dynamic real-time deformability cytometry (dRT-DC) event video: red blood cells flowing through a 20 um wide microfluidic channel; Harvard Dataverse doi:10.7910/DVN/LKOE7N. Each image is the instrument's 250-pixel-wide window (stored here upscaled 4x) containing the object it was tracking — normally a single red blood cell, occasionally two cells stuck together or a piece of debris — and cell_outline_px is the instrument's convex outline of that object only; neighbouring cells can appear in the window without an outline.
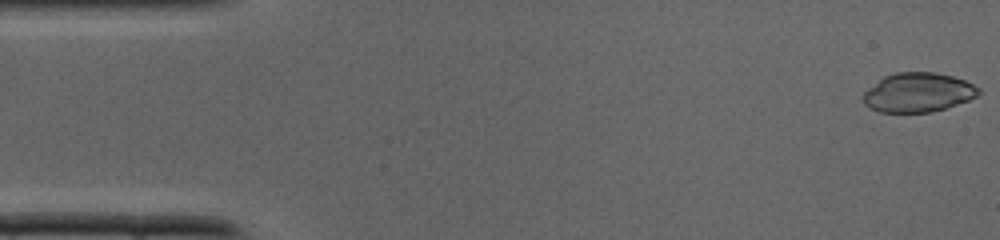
{"species": "common noctule bat (a hibernating species)", "species_latin": "Nyctalus noctula", "temperature_condition": "cold", "stored_images_in_passage": 37, "camera_frame_rate_fps": 3000, "um_per_image_px": 0.085, "animal": {"sex": "male", "body_mass_g": 19.0, "forearm_length_mm": 50.8}, "frame": {"image": 1, "passage_image": 1, "time_ms": 0.0, "image_size_px": [1000, 240], "cell_outline_px": [[980, 92], [976, 96], [968, 100], [932, 112], [880, 112], [864, 104], [860, 96], [868, 88], [884, 76], [896, 72], [936, 72], [952, 76], [964, 80], [980, 88]], "centroid_in_image_um": [78.0, 7.85], "position_along_channel_um": 7.0, "area_um2": 26.36}}
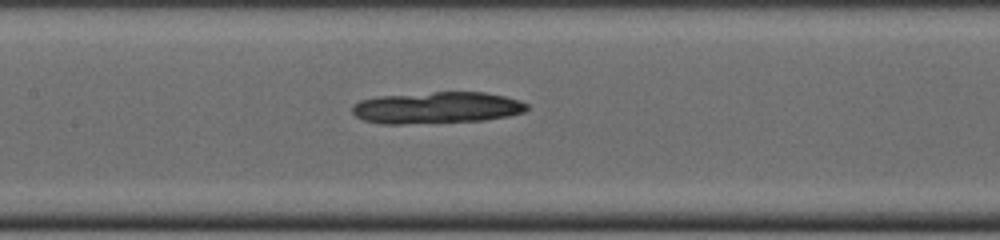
{"frame": {"image": 2, "passage_image": 17, "time_ms": 5.333, "image_size_px": [1000, 240], "cell_outline_px": [[528, 108], [524, 112], [508, 116], [484, 120], [400, 124], [380, 124], [364, 120], [356, 116], [352, 112], [352, 104], [360, 100], [376, 96], [432, 92], [484, 92], [504, 96], [520, 100], [528, 104]], "centroid_in_image_um": [37.1, 9.15], "position_along_channel_um": 170.3, "area_um2": 32.37}}
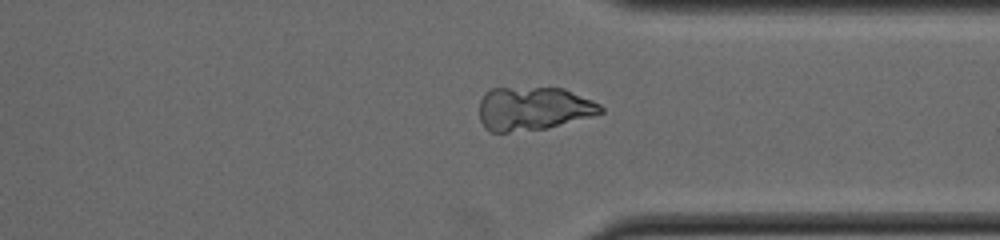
{"frame": {"image": 3, "passage_image": 28, "time_ms": 9.0, "image_size_px": [1000, 240], "cell_outline_px": [[604, 112], [592, 116], [544, 128], [508, 132], [488, 132], [484, 128], [480, 120], [480, 100], [484, 92], [492, 88], [564, 88], [592, 100], [600, 104], [604, 108]], "centroid_in_image_um": [45.3, 9.22], "position_along_channel_um": 366.1, "area_um2": 30.69}}